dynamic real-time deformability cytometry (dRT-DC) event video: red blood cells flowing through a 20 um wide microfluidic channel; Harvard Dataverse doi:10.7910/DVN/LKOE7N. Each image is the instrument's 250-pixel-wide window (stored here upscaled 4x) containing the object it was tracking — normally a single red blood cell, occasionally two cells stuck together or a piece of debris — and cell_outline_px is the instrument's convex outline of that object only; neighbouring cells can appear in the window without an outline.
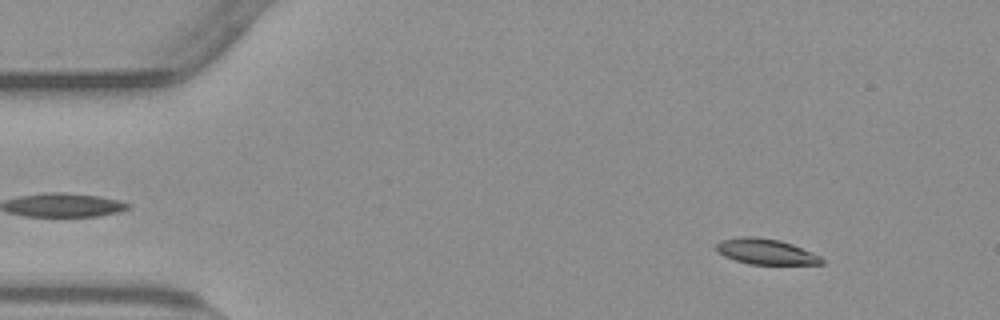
{"species": "common noctule bat (a hibernating species)", "species_latin": "Nyctalus noctula", "temperature_condition": "warm", "stored_images_in_passage": 54, "camera_frame_rate_fps": 3000, "um_per_image_px": 0.085, "animal": {"sex": "male", "body_mass_g": 23.1, "forearm_length_mm": 52.7}, "frame": {"image": 1, "passage_image": 6, "time_ms": 1.667, "image_size_px": [1000, 320], "cell_outline_px": [[824, 264], [748, 264], [724, 256], [716, 252], [716, 244], [720, 240], [740, 236], [756, 236], [780, 240], [792, 244], [820, 256], [824, 260]], "centroid_in_image_um": [65.06, 21.37], "position_along_channel_um": 19.9, "area_um2": 15.78}}
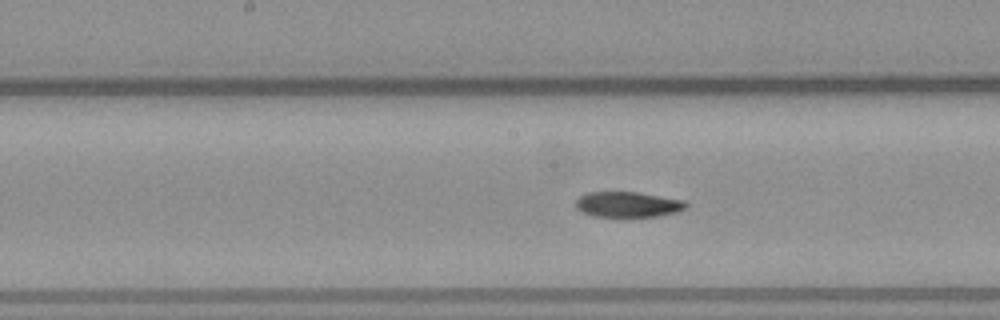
{"frame": {"image": 2, "passage_image": 27, "time_ms": 8.667, "image_size_px": [1000, 320], "cell_outline_px": [[688, 204], [684, 208], [676, 212], [660, 216], [592, 216], [576, 208], [576, 200], [580, 196], [588, 192], [636, 192], [684, 200]], "centroid_in_image_um": [53.36, 17.37], "position_along_channel_um": 194.8, "area_um2": 16.13}}
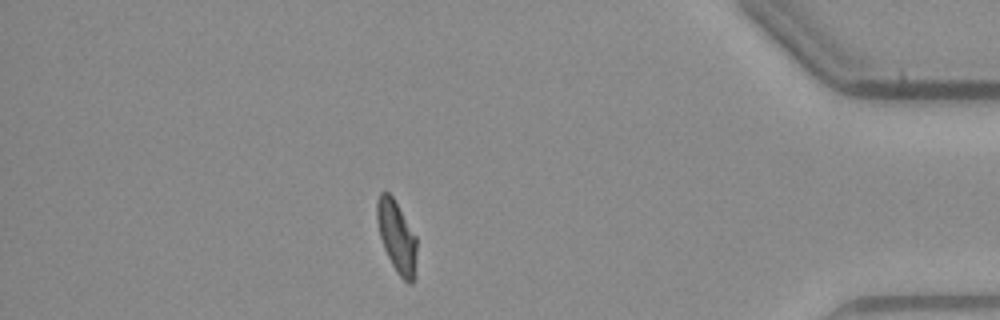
{"frame": {"image": 3, "passage_image": 47, "time_ms": 15.333, "image_size_px": [1000, 320], "cell_outline_px": [[416, 276], [412, 284], [408, 284], [396, 272], [384, 248], [380, 236], [376, 220], [376, 200], [380, 192], [388, 192], [392, 196], [416, 236]], "centroid_in_image_um": [33.72, 20.14], "position_along_channel_um": 401.5, "area_um2": 16.7}, "authors_computed_cell_mechanics": {"area_um2": 16.9643, "velocity_mm_per_s": 3.7848, "shape_relaxation_time_tau1_ms": null, "shape_relaxation_time_tau2_ms": 2.361, "deformation_change_tau1": null, "deformation_change_tau2": 0.0679}}